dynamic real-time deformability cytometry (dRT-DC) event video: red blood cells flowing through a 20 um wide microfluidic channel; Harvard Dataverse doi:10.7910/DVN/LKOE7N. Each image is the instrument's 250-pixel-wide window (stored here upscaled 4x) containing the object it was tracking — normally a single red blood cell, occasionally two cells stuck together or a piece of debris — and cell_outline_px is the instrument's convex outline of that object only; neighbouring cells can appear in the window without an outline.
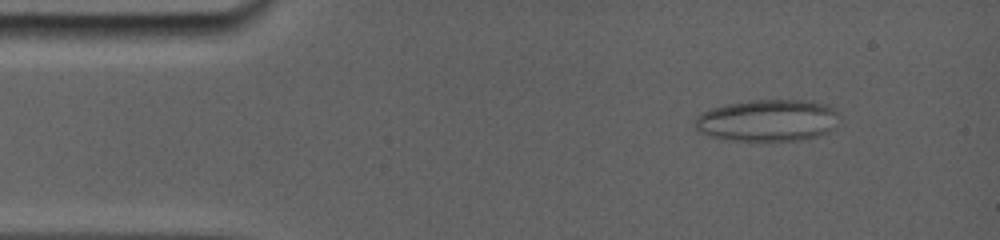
{"species": "common noctule bat (a hibernating species)", "species_latin": "Nyctalus noctula", "temperature_condition": "room temperature", "stored_images_in_passage": 49, "camera_frame_rate_fps": 5000, "um_per_image_px": 0.085, "animal": {"sex": "female", "body_mass_g": 19.0, "forearm_length_mm": 56.7}, "frame": {"image": 1, "passage_image": 6, "time_ms": 1.6, "image_size_px": [1000, 240], "cell_outline_px": [[832, 112], [828, 128], [824, 132], [808, 136], [724, 136], [704, 132], [696, 128], [696, 120], [704, 112], [712, 108], [728, 104], [752, 100], [800, 100], [828, 104], [832, 108]], "centroid_in_image_um": [65.17, 10.09], "position_along_channel_um": 19.8, "area_um2": 30.75}}
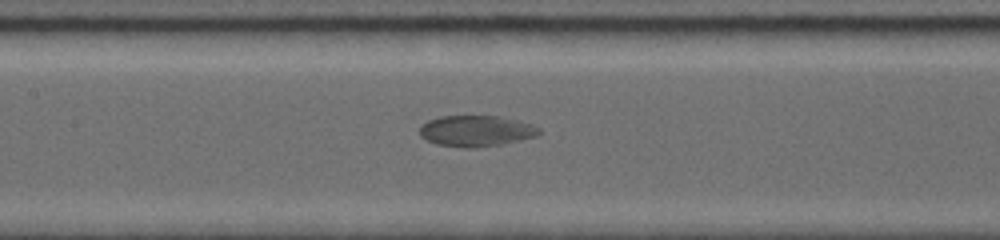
{"frame": {"image": 2, "passage_image": 22, "time_ms": 7.4, "image_size_px": [1000, 240], "cell_outline_px": [[540, 132], [532, 136], [496, 144], [440, 144], [428, 140], [420, 136], [420, 128], [428, 120], [440, 116], [496, 116], [528, 124], [536, 128]], "centroid_in_image_um": [40.37, 11.06], "position_along_channel_um": 167.0, "area_um2": 19.59}}
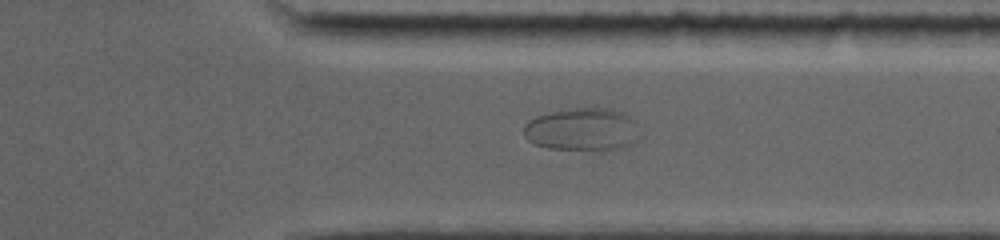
{"frame": {"image": 3, "passage_image": 37, "time_ms": 12.6, "image_size_px": [1000, 240], "cell_outline_px": [[640, 140], [624, 148], [600, 152], [548, 148], [536, 144], [528, 140], [524, 136], [524, 124], [528, 120], [536, 116], [552, 112], [576, 108], [608, 108], [620, 112], [636, 120]], "centroid_in_image_um": [49.55, 11.04], "position_along_channel_um": 361.9, "area_um2": 29.59}}